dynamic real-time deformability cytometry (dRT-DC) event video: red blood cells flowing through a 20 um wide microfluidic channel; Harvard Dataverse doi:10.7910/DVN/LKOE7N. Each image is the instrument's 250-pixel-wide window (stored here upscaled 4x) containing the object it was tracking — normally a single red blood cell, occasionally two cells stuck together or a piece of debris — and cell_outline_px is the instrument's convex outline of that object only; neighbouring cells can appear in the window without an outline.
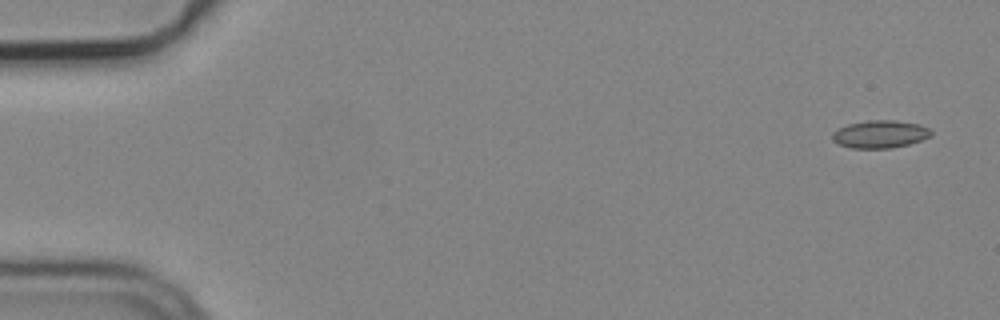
{"species": "common noctule bat (a hibernating species)", "species_latin": "Nyctalus noctula", "temperature_condition": "cold", "stored_images_in_passage": 2, "camera_frame_rate_fps": 3000, "um_per_image_px": 0.085, "animal": {"sex": "male", "body_mass_g": 19.2, "forearm_length_mm": 51.8}, "frame": {"image": 1, "passage_image": 2, "time_ms": 0.333, "image_size_px": [1000, 320], "cell_outline_px": [[932, 136], [908, 144], [892, 148], [852, 148], [836, 144], [832, 140], [832, 132], [848, 124], [868, 120], [896, 120], [920, 124], [928, 128], [932, 132]], "centroid_in_image_um": [74.79, 11.4], "position_along_channel_um": 10.2, "area_um2": 16.01}}